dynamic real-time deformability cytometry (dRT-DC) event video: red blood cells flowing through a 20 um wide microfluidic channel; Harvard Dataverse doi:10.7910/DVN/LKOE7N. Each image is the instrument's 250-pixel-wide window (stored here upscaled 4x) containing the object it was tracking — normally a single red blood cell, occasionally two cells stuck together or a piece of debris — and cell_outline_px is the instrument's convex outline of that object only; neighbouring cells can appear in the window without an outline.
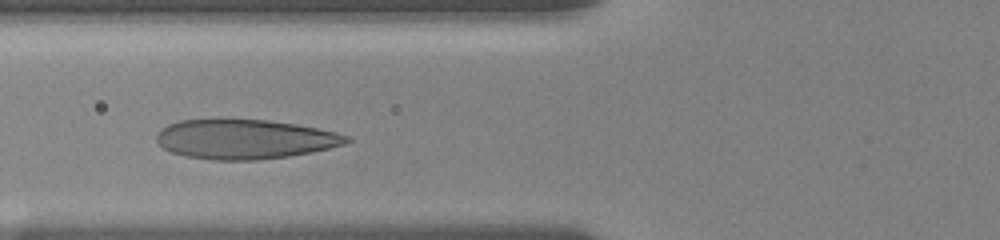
{"species": "human", "species_latin": "Homo sapiens", "temperature_condition": "room temperature", "stored_images_in_passage": 6, "camera_frame_rate_fps": 3000, "um_per_image_px": 0.085, "donor": {"sex": "female"}, "frame": {"image": 1, "passage_image": 5, "time_ms": 3.667, "image_size_px": [1000, 240], "cell_outline_px": [[352, 140], [344, 144], [312, 152], [288, 156], [256, 160], [212, 160], [184, 156], [172, 152], [164, 148], [156, 140], [156, 132], [160, 128], [168, 124], [180, 120], [216, 116], [268, 120], [296, 124], [336, 132], [348, 136]], "centroid_in_image_um": [20.73, 11.79], "position_along_channel_um": 105.1, "area_um2": 44.91}}